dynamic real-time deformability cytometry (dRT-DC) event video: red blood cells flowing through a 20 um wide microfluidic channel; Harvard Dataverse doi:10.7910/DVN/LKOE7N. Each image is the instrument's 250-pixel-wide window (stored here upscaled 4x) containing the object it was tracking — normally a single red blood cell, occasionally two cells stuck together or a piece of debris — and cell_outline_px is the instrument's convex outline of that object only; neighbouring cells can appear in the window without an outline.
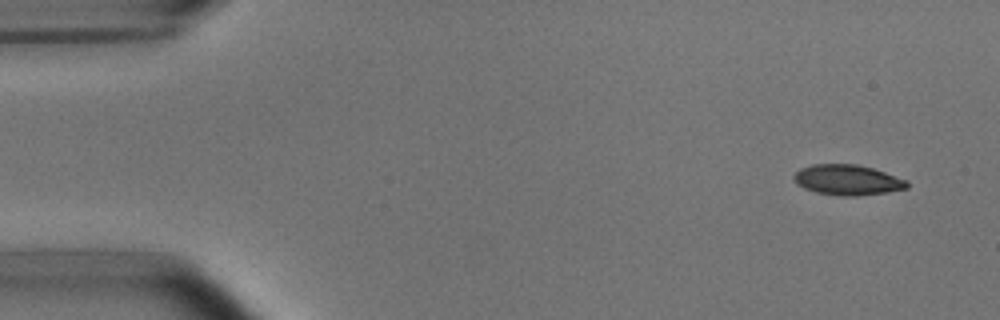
{"species": "common noctule bat (a hibernating species)", "species_latin": "Nyctalus noctula", "temperature_condition": "room temperature", "stored_images_in_passage": 5, "segment_of_instrument_passage": [2, 2], "camera_frame_rate_fps": 3000, "um_per_image_px": 0.085, "animal": {"sex": "male", "body_mass_g": 15.6}, "frame": {"image": 1, "passage_image": 5, "time_ms": 5.667, "image_size_px": [1000, 320], "cell_outline_px": [[908, 188], [888, 192], [856, 196], [840, 196], [816, 192], [804, 188], [796, 184], [792, 176], [800, 168], [812, 164], [856, 164], [872, 168], [908, 180]], "centroid_in_image_um": [72.02, 15.29], "position_along_channel_um": 13.0, "area_um2": 20.11}}